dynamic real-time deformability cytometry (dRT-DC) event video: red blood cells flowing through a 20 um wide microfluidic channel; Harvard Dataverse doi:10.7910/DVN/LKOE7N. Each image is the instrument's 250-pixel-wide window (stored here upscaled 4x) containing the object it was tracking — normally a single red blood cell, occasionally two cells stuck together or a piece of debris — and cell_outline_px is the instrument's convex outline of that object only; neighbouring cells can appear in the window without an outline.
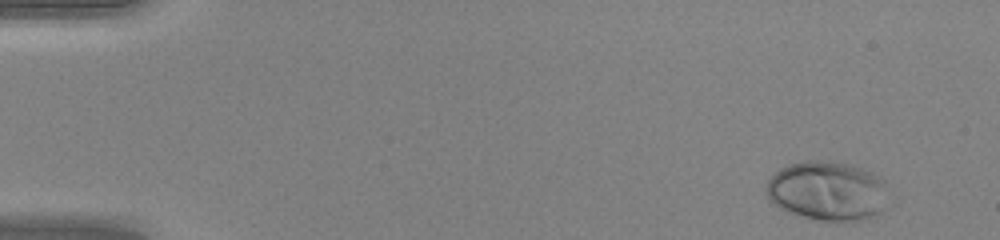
{"species": "human", "species_latin": "Homo sapiens", "temperature_condition": "warm", "stored_images_in_passage": 46, "camera_frame_rate_fps": 3000, "um_per_image_px": 0.085, "donor": {"sex": "female"}, "frame": {"image": 1, "passage_image": 1, "time_ms": 0.0, "image_size_px": [1000, 240], "cell_outline_px": [[896, 204], [872, 216], [852, 224], [836, 224], [788, 212], [780, 208], [768, 200], [768, 180], [780, 168], [788, 164], [808, 160], [816, 160], [848, 164], [872, 172], [880, 176], [884, 180], [896, 196]], "centroid_in_image_um": [70.53, 16.29], "position_along_channel_um": 14.5, "area_um2": 44.1}}
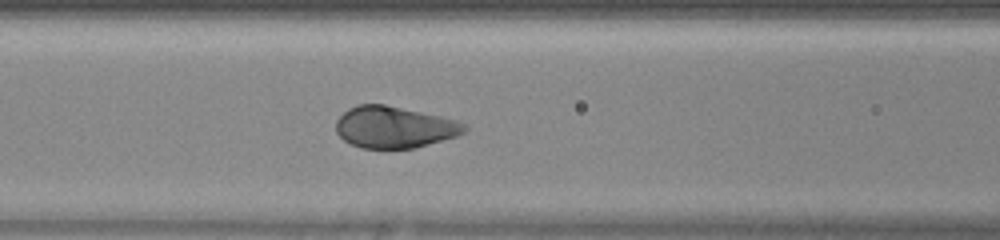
{"frame": {"image": 2, "passage_image": 19, "time_ms": 6.0, "image_size_px": [1000, 240], "cell_outline_px": [[468, 128], [464, 132], [456, 136], [412, 148], [360, 148], [344, 140], [336, 132], [336, 120], [348, 108], [356, 104], [384, 104], [460, 120], [468, 124]], "centroid_in_image_um": [33.52, 10.79], "position_along_channel_um": 133.1, "area_um2": 31.15}}
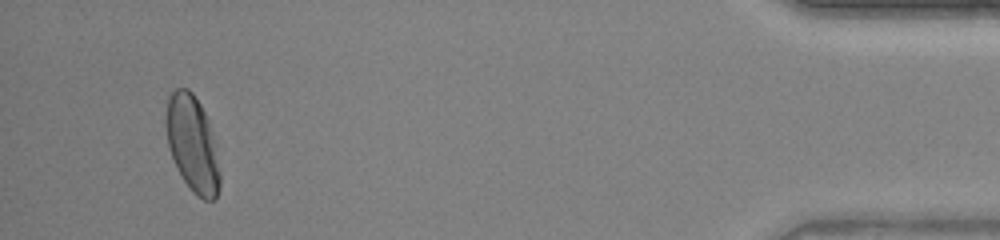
{"frame": {"image": 3, "passage_image": 44, "time_ms": 14.333, "image_size_px": [1000, 240], "cell_outline_px": [[220, 184], [216, 200], [204, 200], [196, 196], [192, 192], [176, 168], [168, 148], [164, 124], [164, 120], [168, 96], [176, 88], [188, 88], [192, 92], [200, 104], [204, 112], [208, 124], [220, 172]], "centroid_in_image_um": [16.3, 12.24], "position_along_channel_um": 418.9, "area_um2": 30.11}, "authors_computed_cell_mechanics": {"area_um2": 32.3969, "velocity_mm_per_s": 4.2337, "shape_relaxation_time_tau1_ms": 1.8118, "shape_relaxation_time_tau2_ms": null, "deformation_change_tau1": 0.173, "deformation_change_tau2": null}}